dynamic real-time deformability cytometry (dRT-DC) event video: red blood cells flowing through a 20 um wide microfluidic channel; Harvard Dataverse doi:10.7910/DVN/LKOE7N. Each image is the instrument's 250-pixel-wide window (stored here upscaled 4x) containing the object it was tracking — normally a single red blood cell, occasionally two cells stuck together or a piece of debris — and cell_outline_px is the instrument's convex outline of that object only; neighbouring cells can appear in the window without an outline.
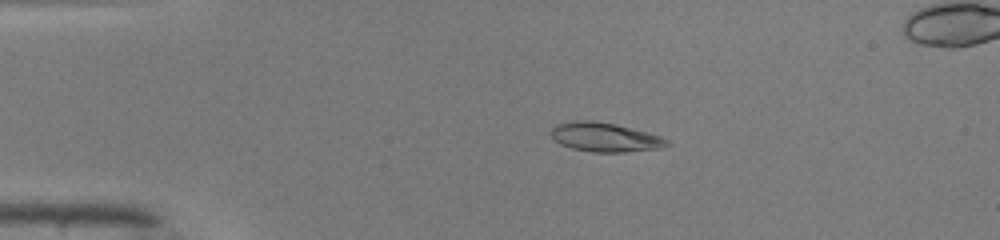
{"species": "common noctule bat (a hibernating species)", "species_latin": "Nyctalus noctula", "temperature_condition": "warm", "stored_images_in_passage": 51, "camera_frame_rate_fps": 3000, "um_per_image_px": 0.085, "animal": {"sex": "male", "body_mass_g": 19.0, "forearm_length_mm": 50.8}, "frame": {"image": 1, "passage_image": 11, "time_ms": 3.333, "image_size_px": [1000, 240], "cell_outline_px": [[672, 144], [660, 148], [624, 152], [592, 152], [572, 148], [560, 144], [552, 136], [552, 128], [556, 124], [576, 120], [588, 120], [616, 124], [660, 136], [668, 140]], "centroid_in_image_um": [51.43, 11.66], "position_along_channel_um": 33.6, "area_um2": 19.48}}
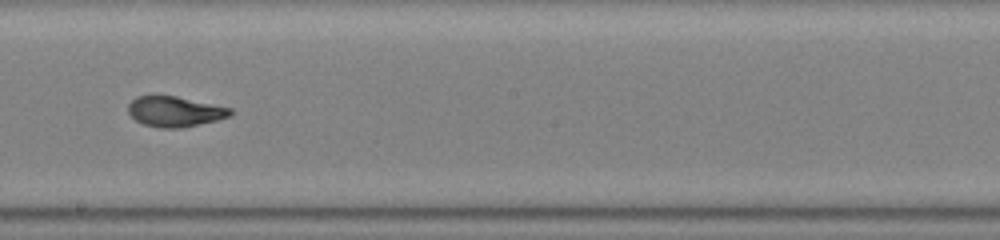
{"frame": {"image": 2, "passage_image": 29, "time_ms": 9.333, "image_size_px": [1000, 240], "cell_outline_px": [[232, 116], [216, 120], [180, 128], [160, 128], [144, 124], [136, 120], [128, 112], [128, 104], [136, 96], [176, 96], [232, 108]], "centroid_in_image_um": [14.87, 9.48], "position_along_channel_um": 233.3, "area_um2": 17.92}}
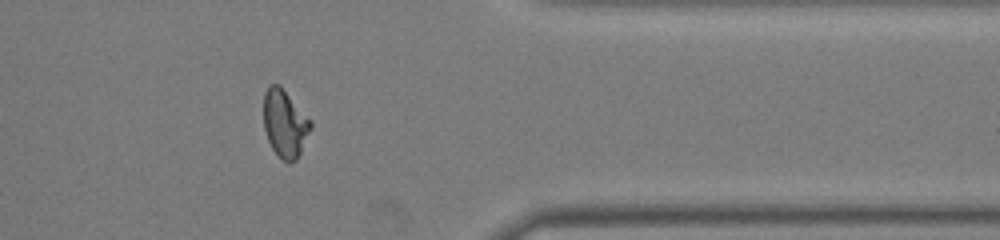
{"frame": {"image": 3, "passage_image": 41, "time_ms": 13.333, "image_size_px": [1000, 240], "cell_outline_px": [[312, 128], [296, 160], [288, 164], [272, 148], [268, 140], [264, 128], [264, 92], [268, 84], [280, 84], [312, 120]], "centroid_in_image_um": [24.23, 10.45], "position_along_channel_um": 387.2, "area_um2": 18.67}, "authors_computed_cell_mechanics": {"area_um2": 18.6694, "velocity_mm_per_s": 4.1575, "shape_relaxation_time_tau1_ms": 9.7623, "shape_relaxation_time_tau2_ms": 0.7059, "deformation_change_tau1": 0.3233, "deformation_change_tau2": 0.0638}}